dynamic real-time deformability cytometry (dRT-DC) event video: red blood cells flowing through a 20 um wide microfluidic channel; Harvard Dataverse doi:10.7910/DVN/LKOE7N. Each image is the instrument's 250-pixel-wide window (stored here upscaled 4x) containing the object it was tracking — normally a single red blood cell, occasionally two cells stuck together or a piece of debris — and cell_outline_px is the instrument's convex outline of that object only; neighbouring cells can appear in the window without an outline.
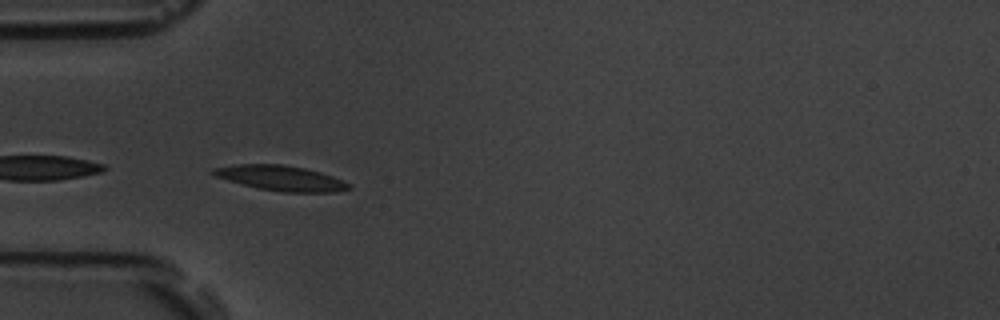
{"species": "common noctule bat (a hibernating species)", "species_latin": "Nyctalus noctula", "temperature_condition": "room temperature", "stored_images_in_passage": 31, "camera_frame_rate_fps": 3000, "um_per_image_px": 0.085, "animal": {"sex": "male", "body_mass_g": 19.5, "forearm_length_mm": 54.6}, "frame": {"image": 1, "passage_image": 1, "time_ms": 0.0, "image_size_px": [1000, 320], "cell_outline_px": [[352, 188], [336, 192], [284, 192], [260, 188], [228, 180], [216, 176], [208, 172], [212, 168], [236, 164], [284, 164], [304, 168], [320, 172], [332, 176], [352, 184]], "centroid_in_image_um": [23.89, 15.13], "position_along_channel_um": 61.1, "area_um2": 19.77}}
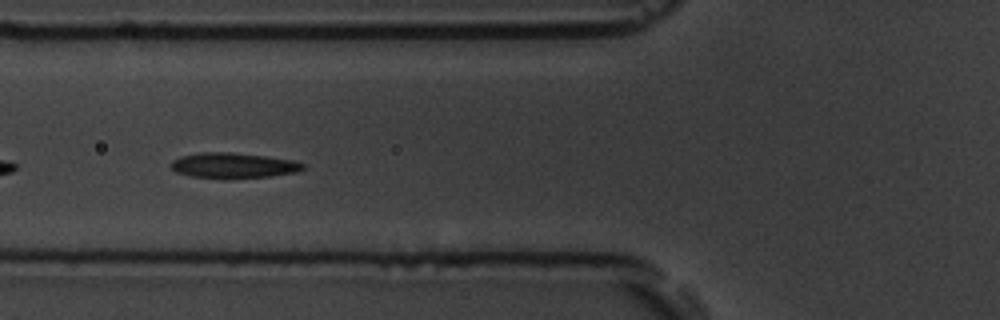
{"frame": {"image": 2, "passage_image": 5, "time_ms": 1.333, "image_size_px": [1000, 320], "cell_outline_px": [[304, 168], [296, 172], [272, 176], [224, 180], [192, 176], [176, 172], [172, 168], [172, 160], [180, 156], [200, 152], [228, 152], [264, 156], [292, 160], [304, 164]], "centroid_in_image_um": [19.81, 14.08], "position_along_channel_um": 106.0, "area_um2": 19.71}}
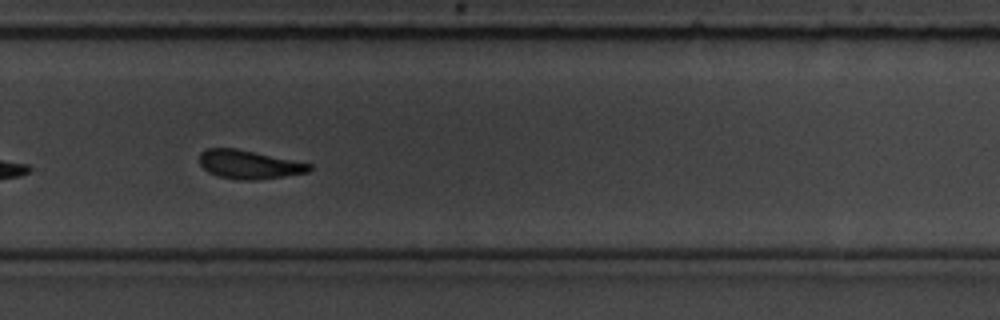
{"frame": {"image": 3, "passage_image": 22, "time_ms": 7.0, "image_size_px": [1000, 320], "cell_outline_px": [[312, 168], [308, 172], [284, 176], [256, 180], [240, 180], [220, 176], [208, 172], [200, 164], [200, 152], [208, 148], [236, 148], [312, 164]], "centroid_in_image_um": [21.16, 13.98], "position_along_channel_um": 308.6, "area_um2": 18.15}, "authors_computed_cell_mechanics": {"area_um2": 18.9006, "velocity_mm_per_s": 3.5832, "shape_relaxation_time_tau1_ms": 4.0165, "shape_relaxation_time_tau2_ms": 4.4514, "deformation_change_tau1": 0.1325, "deformation_change_tau2": 0.1195}}